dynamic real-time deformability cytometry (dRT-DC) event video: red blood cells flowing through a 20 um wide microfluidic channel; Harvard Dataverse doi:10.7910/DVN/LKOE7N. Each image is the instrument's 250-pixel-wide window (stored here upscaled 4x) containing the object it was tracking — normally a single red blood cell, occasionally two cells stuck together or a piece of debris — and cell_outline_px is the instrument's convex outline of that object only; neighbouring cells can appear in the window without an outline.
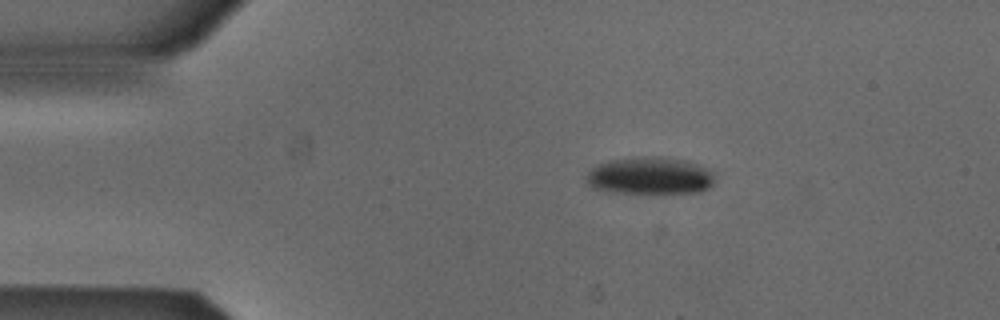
{"species": "Egyptian fruit bat (a non-hibernating species)", "species_latin": "Rousettus aegyptiacus", "temperature_condition": "cold", "stored_images_in_passage": 5, "camera_frame_rate_fps": 3000, "um_per_image_px": 0.085, "animal": {"sex": "male"}, "frame": {"image": 1, "passage_image": 3, "time_ms": 0.667, "image_size_px": [1000, 320], "cell_outline_px": [[716, 172], [712, 184], [708, 188], [700, 192], [612, 192], [592, 188], [584, 180], [584, 176], [592, 168], [600, 164], [612, 160], [660, 156], [684, 160], [700, 164]], "centroid_in_image_um": [55.27, 14.94], "position_along_channel_um": 29.7, "area_um2": 27.74}}
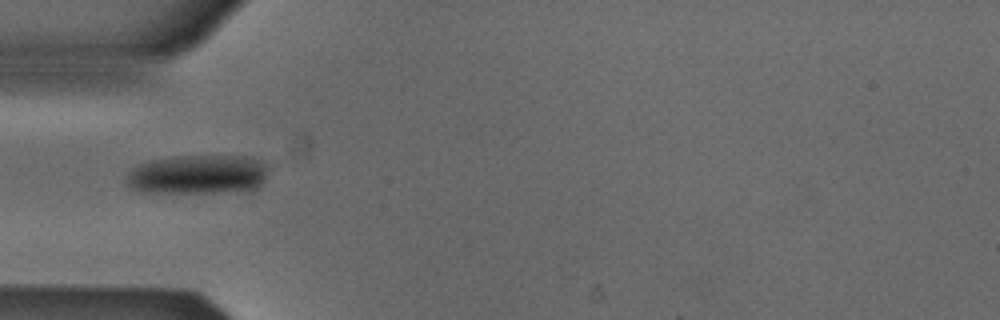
{"frame": {"image": 2, "passage_image": 5, "time_ms": 1.333, "image_size_px": [1000, 320], "cell_outline_px": [[264, 180], [252, 192], [140, 192], [132, 188], [128, 184], [128, 172], [132, 168], [148, 160], [176, 156], [244, 156], [256, 160], [264, 164]], "centroid_in_image_um": [16.79, 14.84], "position_along_channel_um": 68.2, "area_um2": 32.31}}